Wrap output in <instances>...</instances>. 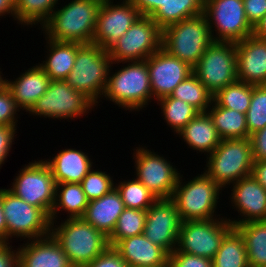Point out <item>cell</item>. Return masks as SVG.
Segmentation results:
<instances>
[{"mask_svg":"<svg viewBox=\"0 0 266 267\" xmlns=\"http://www.w3.org/2000/svg\"><path fill=\"white\" fill-rule=\"evenodd\" d=\"M84 267H128V265L114 248L109 246L102 254Z\"/></svg>","mask_w":266,"mask_h":267,"instance_id":"7bdbcfd3","label":"cell"},{"mask_svg":"<svg viewBox=\"0 0 266 267\" xmlns=\"http://www.w3.org/2000/svg\"><path fill=\"white\" fill-rule=\"evenodd\" d=\"M233 227L227 217L183 221L176 250L212 260L224 236Z\"/></svg>","mask_w":266,"mask_h":267,"instance_id":"7c38bea8","label":"cell"},{"mask_svg":"<svg viewBox=\"0 0 266 267\" xmlns=\"http://www.w3.org/2000/svg\"><path fill=\"white\" fill-rule=\"evenodd\" d=\"M17 127L0 126V169L12 148Z\"/></svg>","mask_w":266,"mask_h":267,"instance_id":"f6af8a7d","label":"cell"},{"mask_svg":"<svg viewBox=\"0 0 266 267\" xmlns=\"http://www.w3.org/2000/svg\"><path fill=\"white\" fill-rule=\"evenodd\" d=\"M172 97L185 101L200 113L207 112L213 102V95L205 85L192 73L180 82L171 94Z\"/></svg>","mask_w":266,"mask_h":267,"instance_id":"836d02e7","label":"cell"},{"mask_svg":"<svg viewBox=\"0 0 266 267\" xmlns=\"http://www.w3.org/2000/svg\"><path fill=\"white\" fill-rule=\"evenodd\" d=\"M202 13H204V0H165L151 18L163 30L170 24Z\"/></svg>","mask_w":266,"mask_h":267,"instance_id":"4dcf8cb0","label":"cell"},{"mask_svg":"<svg viewBox=\"0 0 266 267\" xmlns=\"http://www.w3.org/2000/svg\"><path fill=\"white\" fill-rule=\"evenodd\" d=\"M146 214V210L125 208L118 217L115 229L108 237L109 246L113 247L122 239L143 234Z\"/></svg>","mask_w":266,"mask_h":267,"instance_id":"74e56055","label":"cell"},{"mask_svg":"<svg viewBox=\"0 0 266 267\" xmlns=\"http://www.w3.org/2000/svg\"><path fill=\"white\" fill-rule=\"evenodd\" d=\"M56 222H51L50 235L73 267L86 266L109 247L108 237L81 217L65 218L59 225Z\"/></svg>","mask_w":266,"mask_h":267,"instance_id":"7a4b0ae2","label":"cell"},{"mask_svg":"<svg viewBox=\"0 0 266 267\" xmlns=\"http://www.w3.org/2000/svg\"><path fill=\"white\" fill-rule=\"evenodd\" d=\"M162 47V29L149 16L142 15L109 49L112 64L142 61Z\"/></svg>","mask_w":266,"mask_h":267,"instance_id":"8fae6325","label":"cell"},{"mask_svg":"<svg viewBox=\"0 0 266 267\" xmlns=\"http://www.w3.org/2000/svg\"><path fill=\"white\" fill-rule=\"evenodd\" d=\"M113 1L102 0L92 40V44L105 50H108L142 16L129 0H120L121 4H114Z\"/></svg>","mask_w":266,"mask_h":267,"instance_id":"2e32d148","label":"cell"},{"mask_svg":"<svg viewBox=\"0 0 266 267\" xmlns=\"http://www.w3.org/2000/svg\"><path fill=\"white\" fill-rule=\"evenodd\" d=\"M159 267H169V264H166V265H164V266H159Z\"/></svg>","mask_w":266,"mask_h":267,"instance_id":"11a10c76","label":"cell"},{"mask_svg":"<svg viewBox=\"0 0 266 267\" xmlns=\"http://www.w3.org/2000/svg\"><path fill=\"white\" fill-rule=\"evenodd\" d=\"M143 235L169 254L177 248L182 220L171 198L157 199L147 210Z\"/></svg>","mask_w":266,"mask_h":267,"instance_id":"e0dca14e","label":"cell"},{"mask_svg":"<svg viewBox=\"0 0 266 267\" xmlns=\"http://www.w3.org/2000/svg\"><path fill=\"white\" fill-rule=\"evenodd\" d=\"M11 187L8 189L17 197L41 208L50 217L55 202L56 183L43 159L29 162L20 169Z\"/></svg>","mask_w":266,"mask_h":267,"instance_id":"4fadbf2b","label":"cell"},{"mask_svg":"<svg viewBox=\"0 0 266 267\" xmlns=\"http://www.w3.org/2000/svg\"><path fill=\"white\" fill-rule=\"evenodd\" d=\"M231 203L240 213L238 219L227 218L232 225L250 221H266V189L251 175L232 184Z\"/></svg>","mask_w":266,"mask_h":267,"instance_id":"d6986e66","label":"cell"},{"mask_svg":"<svg viewBox=\"0 0 266 267\" xmlns=\"http://www.w3.org/2000/svg\"><path fill=\"white\" fill-rule=\"evenodd\" d=\"M113 248L128 267H159L169 261V253L143 234L122 239Z\"/></svg>","mask_w":266,"mask_h":267,"instance_id":"44dd1931","label":"cell"},{"mask_svg":"<svg viewBox=\"0 0 266 267\" xmlns=\"http://www.w3.org/2000/svg\"><path fill=\"white\" fill-rule=\"evenodd\" d=\"M161 107L163 119L167 125L177 134L200 112L190 104L171 95L163 97L156 102Z\"/></svg>","mask_w":266,"mask_h":267,"instance_id":"e575fe53","label":"cell"},{"mask_svg":"<svg viewBox=\"0 0 266 267\" xmlns=\"http://www.w3.org/2000/svg\"><path fill=\"white\" fill-rule=\"evenodd\" d=\"M124 209V202L119 192L113 188L101 198L89 201L81 218L109 237Z\"/></svg>","mask_w":266,"mask_h":267,"instance_id":"d4e9b609","label":"cell"},{"mask_svg":"<svg viewBox=\"0 0 266 267\" xmlns=\"http://www.w3.org/2000/svg\"><path fill=\"white\" fill-rule=\"evenodd\" d=\"M0 267H18V251L10 242H0Z\"/></svg>","mask_w":266,"mask_h":267,"instance_id":"7dc6e473","label":"cell"},{"mask_svg":"<svg viewBox=\"0 0 266 267\" xmlns=\"http://www.w3.org/2000/svg\"><path fill=\"white\" fill-rule=\"evenodd\" d=\"M11 15L16 20L15 0H0V17Z\"/></svg>","mask_w":266,"mask_h":267,"instance_id":"f907efd6","label":"cell"},{"mask_svg":"<svg viewBox=\"0 0 266 267\" xmlns=\"http://www.w3.org/2000/svg\"><path fill=\"white\" fill-rule=\"evenodd\" d=\"M238 80L266 85V39L248 36L236 42Z\"/></svg>","mask_w":266,"mask_h":267,"instance_id":"ffe728a7","label":"cell"},{"mask_svg":"<svg viewBox=\"0 0 266 267\" xmlns=\"http://www.w3.org/2000/svg\"><path fill=\"white\" fill-rule=\"evenodd\" d=\"M254 161L266 160V127L249 137Z\"/></svg>","mask_w":266,"mask_h":267,"instance_id":"bcb514c9","label":"cell"},{"mask_svg":"<svg viewBox=\"0 0 266 267\" xmlns=\"http://www.w3.org/2000/svg\"><path fill=\"white\" fill-rule=\"evenodd\" d=\"M101 2L102 0H72L60 9L55 8L50 19L39 28L51 40L91 44Z\"/></svg>","mask_w":266,"mask_h":267,"instance_id":"6da1fadb","label":"cell"},{"mask_svg":"<svg viewBox=\"0 0 266 267\" xmlns=\"http://www.w3.org/2000/svg\"><path fill=\"white\" fill-rule=\"evenodd\" d=\"M252 96V85L236 80L218 91L213 96V101L221 107L236 110L246 114Z\"/></svg>","mask_w":266,"mask_h":267,"instance_id":"d590c367","label":"cell"},{"mask_svg":"<svg viewBox=\"0 0 266 267\" xmlns=\"http://www.w3.org/2000/svg\"><path fill=\"white\" fill-rule=\"evenodd\" d=\"M50 81L49 76L36 64L25 70L14 81L6 80V87L11 91L20 110L29 112L47 91Z\"/></svg>","mask_w":266,"mask_h":267,"instance_id":"603a6c76","label":"cell"},{"mask_svg":"<svg viewBox=\"0 0 266 267\" xmlns=\"http://www.w3.org/2000/svg\"><path fill=\"white\" fill-rule=\"evenodd\" d=\"M50 168L55 183H81L84 176L92 169L93 162L88 153L66 148L51 159L43 160Z\"/></svg>","mask_w":266,"mask_h":267,"instance_id":"cb8c5ba5","label":"cell"},{"mask_svg":"<svg viewBox=\"0 0 266 267\" xmlns=\"http://www.w3.org/2000/svg\"><path fill=\"white\" fill-rule=\"evenodd\" d=\"M125 208L147 210L157 198L135 177L115 184Z\"/></svg>","mask_w":266,"mask_h":267,"instance_id":"8d00e7d4","label":"cell"},{"mask_svg":"<svg viewBox=\"0 0 266 267\" xmlns=\"http://www.w3.org/2000/svg\"><path fill=\"white\" fill-rule=\"evenodd\" d=\"M112 66L108 50L92 43L83 44L77 50L75 63L65 81L98 104L106 89Z\"/></svg>","mask_w":266,"mask_h":267,"instance_id":"5b68a950","label":"cell"},{"mask_svg":"<svg viewBox=\"0 0 266 267\" xmlns=\"http://www.w3.org/2000/svg\"><path fill=\"white\" fill-rule=\"evenodd\" d=\"M253 161L249 138L223 139L207 156L204 172L224 190L251 175Z\"/></svg>","mask_w":266,"mask_h":267,"instance_id":"52a82bcc","label":"cell"},{"mask_svg":"<svg viewBox=\"0 0 266 267\" xmlns=\"http://www.w3.org/2000/svg\"><path fill=\"white\" fill-rule=\"evenodd\" d=\"M180 174L172 200L183 221L218 218L216 209L222 188L205 172L183 182Z\"/></svg>","mask_w":266,"mask_h":267,"instance_id":"8992f818","label":"cell"},{"mask_svg":"<svg viewBox=\"0 0 266 267\" xmlns=\"http://www.w3.org/2000/svg\"><path fill=\"white\" fill-rule=\"evenodd\" d=\"M179 137L189 146L188 148L210 155L220 144L216 127L207 112L199 113L178 133Z\"/></svg>","mask_w":266,"mask_h":267,"instance_id":"484cf974","label":"cell"},{"mask_svg":"<svg viewBox=\"0 0 266 267\" xmlns=\"http://www.w3.org/2000/svg\"><path fill=\"white\" fill-rule=\"evenodd\" d=\"M252 35L256 38L266 39V14L254 25Z\"/></svg>","mask_w":266,"mask_h":267,"instance_id":"816d5d0a","label":"cell"},{"mask_svg":"<svg viewBox=\"0 0 266 267\" xmlns=\"http://www.w3.org/2000/svg\"><path fill=\"white\" fill-rule=\"evenodd\" d=\"M1 70V68H0ZM2 72L0 71V90H2L5 86H6V80L7 79H4V77H2Z\"/></svg>","mask_w":266,"mask_h":267,"instance_id":"db71d44e","label":"cell"},{"mask_svg":"<svg viewBox=\"0 0 266 267\" xmlns=\"http://www.w3.org/2000/svg\"><path fill=\"white\" fill-rule=\"evenodd\" d=\"M146 148V149H145ZM135 150V151H134ZM136 179L143 183L157 199L172 198L179 173L176 166L164 156L147 149L146 146L133 149Z\"/></svg>","mask_w":266,"mask_h":267,"instance_id":"9a60e30c","label":"cell"},{"mask_svg":"<svg viewBox=\"0 0 266 267\" xmlns=\"http://www.w3.org/2000/svg\"><path fill=\"white\" fill-rule=\"evenodd\" d=\"M204 14L214 41L236 43L252 35L243 0H204Z\"/></svg>","mask_w":266,"mask_h":267,"instance_id":"5bb4252c","label":"cell"},{"mask_svg":"<svg viewBox=\"0 0 266 267\" xmlns=\"http://www.w3.org/2000/svg\"><path fill=\"white\" fill-rule=\"evenodd\" d=\"M213 267H249L245 242L233 227L223 238L220 248L212 259Z\"/></svg>","mask_w":266,"mask_h":267,"instance_id":"1f68e13d","label":"cell"},{"mask_svg":"<svg viewBox=\"0 0 266 267\" xmlns=\"http://www.w3.org/2000/svg\"><path fill=\"white\" fill-rule=\"evenodd\" d=\"M97 104L65 80H51L47 91L36 101L29 114L53 119H77L86 116ZM60 118V119H59Z\"/></svg>","mask_w":266,"mask_h":267,"instance_id":"9c48e42d","label":"cell"},{"mask_svg":"<svg viewBox=\"0 0 266 267\" xmlns=\"http://www.w3.org/2000/svg\"><path fill=\"white\" fill-rule=\"evenodd\" d=\"M147 67L150 76L152 99L156 102L170 96L175 87L193 73V68L162 47L149 56Z\"/></svg>","mask_w":266,"mask_h":267,"instance_id":"ac0fdd59","label":"cell"},{"mask_svg":"<svg viewBox=\"0 0 266 267\" xmlns=\"http://www.w3.org/2000/svg\"><path fill=\"white\" fill-rule=\"evenodd\" d=\"M1 205L7 225L6 242L15 236L28 241L50 235V218L41 208L28 204L5 188H1Z\"/></svg>","mask_w":266,"mask_h":267,"instance_id":"ba28073f","label":"cell"},{"mask_svg":"<svg viewBox=\"0 0 266 267\" xmlns=\"http://www.w3.org/2000/svg\"><path fill=\"white\" fill-rule=\"evenodd\" d=\"M6 220L1 205V189H0V242H6Z\"/></svg>","mask_w":266,"mask_h":267,"instance_id":"f5cc1de1","label":"cell"},{"mask_svg":"<svg viewBox=\"0 0 266 267\" xmlns=\"http://www.w3.org/2000/svg\"><path fill=\"white\" fill-rule=\"evenodd\" d=\"M243 236L249 267H266V221L236 225Z\"/></svg>","mask_w":266,"mask_h":267,"instance_id":"f546056e","label":"cell"},{"mask_svg":"<svg viewBox=\"0 0 266 267\" xmlns=\"http://www.w3.org/2000/svg\"><path fill=\"white\" fill-rule=\"evenodd\" d=\"M193 73L213 96L238 80L236 43L213 41L193 68Z\"/></svg>","mask_w":266,"mask_h":267,"instance_id":"30bf717a","label":"cell"},{"mask_svg":"<svg viewBox=\"0 0 266 267\" xmlns=\"http://www.w3.org/2000/svg\"><path fill=\"white\" fill-rule=\"evenodd\" d=\"M47 55L38 65L50 80H65L73 68L77 50L83 45L77 42H59L45 36ZM49 48V49H48ZM49 52V53H48Z\"/></svg>","mask_w":266,"mask_h":267,"instance_id":"4316f807","label":"cell"},{"mask_svg":"<svg viewBox=\"0 0 266 267\" xmlns=\"http://www.w3.org/2000/svg\"><path fill=\"white\" fill-rule=\"evenodd\" d=\"M58 1L59 0H15L17 23L23 26H36V24H41L42 27L50 19Z\"/></svg>","mask_w":266,"mask_h":267,"instance_id":"d6a6232c","label":"cell"},{"mask_svg":"<svg viewBox=\"0 0 266 267\" xmlns=\"http://www.w3.org/2000/svg\"><path fill=\"white\" fill-rule=\"evenodd\" d=\"M168 264L169 267H213L209 258L179 252L176 249L169 254Z\"/></svg>","mask_w":266,"mask_h":267,"instance_id":"b9f144b4","label":"cell"},{"mask_svg":"<svg viewBox=\"0 0 266 267\" xmlns=\"http://www.w3.org/2000/svg\"><path fill=\"white\" fill-rule=\"evenodd\" d=\"M221 140L248 138L246 114L218 106L214 101L207 109Z\"/></svg>","mask_w":266,"mask_h":267,"instance_id":"f1b7e54d","label":"cell"},{"mask_svg":"<svg viewBox=\"0 0 266 267\" xmlns=\"http://www.w3.org/2000/svg\"><path fill=\"white\" fill-rule=\"evenodd\" d=\"M88 202L80 183H57L55 202L49 217L50 222L56 221L55 219H57L56 217L60 211L67 212L66 218L82 217Z\"/></svg>","mask_w":266,"mask_h":267,"instance_id":"83f0119b","label":"cell"},{"mask_svg":"<svg viewBox=\"0 0 266 267\" xmlns=\"http://www.w3.org/2000/svg\"><path fill=\"white\" fill-rule=\"evenodd\" d=\"M141 13V15L151 17L165 0H129Z\"/></svg>","mask_w":266,"mask_h":267,"instance_id":"c3c4849f","label":"cell"},{"mask_svg":"<svg viewBox=\"0 0 266 267\" xmlns=\"http://www.w3.org/2000/svg\"><path fill=\"white\" fill-rule=\"evenodd\" d=\"M247 21L252 27L266 14V0H243Z\"/></svg>","mask_w":266,"mask_h":267,"instance_id":"ee69618b","label":"cell"},{"mask_svg":"<svg viewBox=\"0 0 266 267\" xmlns=\"http://www.w3.org/2000/svg\"><path fill=\"white\" fill-rule=\"evenodd\" d=\"M213 41L204 13L170 24L162 30V48L192 68Z\"/></svg>","mask_w":266,"mask_h":267,"instance_id":"277c9868","label":"cell"},{"mask_svg":"<svg viewBox=\"0 0 266 267\" xmlns=\"http://www.w3.org/2000/svg\"><path fill=\"white\" fill-rule=\"evenodd\" d=\"M80 184L88 201L99 199L115 188L110 174L93 168L84 176Z\"/></svg>","mask_w":266,"mask_h":267,"instance_id":"ab89813d","label":"cell"},{"mask_svg":"<svg viewBox=\"0 0 266 267\" xmlns=\"http://www.w3.org/2000/svg\"><path fill=\"white\" fill-rule=\"evenodd\" d=\"M17 251L18 267H73L51 235L28 240Z\"/></svg>","mask_w":266,"mask_h":267,"instance_id":"7402d4cb","label":"cell"},{"mask_svg":"<svg viewBox=\"0 0 266 267\" xmlns=\"http://www.w3.org/2000/svg\"><path fill=\"white\" fill-rule=\"evenodd\" d=\"M248 138L266 127V85H252L251 103L246 112Z\"/></svg>","mask_w":266,"mask_h":267,"instance_id":"f35d334b","label":"cell"},{"mask_svg":"<svg viewBox=\"0 0 266 267\" xmlns=\"http://www.w3.org/2000/svg\"><path fill=\"white\" fill-rule=\"evenodd\" d=\"M252 176L266 189V160L253 161Z\"/></svg>","mask_w":266,"mask_h":267,"instance_id":"681fc988","label":"cell"},{"mask_svg":"<svg viewBox=\"0 0 266 267\" xmlns=\"http://www.w3.org/2000/svg\"><path fill=\"white\" fill-rule=\"evenodd\" d=\"M117 72H110L103 94L107 100L123 109L140 111L152 100L150 76L147 61H125ZM123 67V68H122ZM146 105V106H145Z\"/></svg>","mask_w":266,"mask_h":267,"instance_id":"3957f363","label":"cell"},{"mask_svg":"<svg viewBox=\"0 0 266 267\" xmlns=\"http://www.w3.org/2000/svg\"><path fill=\"white\" fill-rule=\"evenodd\" d=\"M19 109L11 91L5 86L0 90V126L17 127Z\"/></svg>","mask_w":266,"mask_h":267,"instance_id":"60d3db41","label":"cell"}]
</instances>
